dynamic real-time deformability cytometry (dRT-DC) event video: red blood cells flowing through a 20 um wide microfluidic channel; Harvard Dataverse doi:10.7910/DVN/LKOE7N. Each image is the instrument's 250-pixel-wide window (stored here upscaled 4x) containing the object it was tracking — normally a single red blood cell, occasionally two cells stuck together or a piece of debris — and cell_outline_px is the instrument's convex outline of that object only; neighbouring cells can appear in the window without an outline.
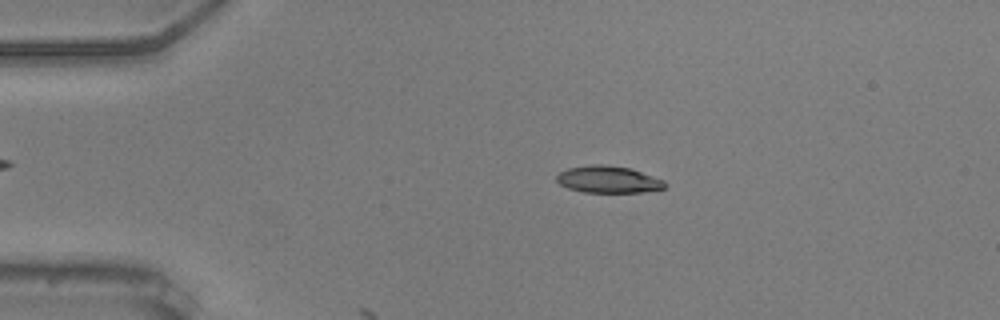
{"species": "common noctule bat (a hibernating species)", "species_latin": "Nyctalus noctula", "temperature_condition": "warm", "stored_images_in_passage": 18, "camera_frame_rate_fps": 3000, "um_per_image_px": 0.085, "animal": {"sex": "male", "body_mass_g": 20.5, "forearm_length_mm": 52.5}, "frame": {"image": 1, "passage_image": 11, "time_ms": 3.333, "image_size_px": [1000, 320], "cell_outline_px": [[668, 184], [664, 188], [640, 192], [584, 192], [568, 188], [560, 184], [556, 180], [556, 176], [560, 172], [568, 168], [592, 164], [604, 164], [628, 168], [664, 180]], "centroid_in_image_um": [51.68, 15.25], "position_along_channel_um": 33.3, "area_um2": 16.82}}